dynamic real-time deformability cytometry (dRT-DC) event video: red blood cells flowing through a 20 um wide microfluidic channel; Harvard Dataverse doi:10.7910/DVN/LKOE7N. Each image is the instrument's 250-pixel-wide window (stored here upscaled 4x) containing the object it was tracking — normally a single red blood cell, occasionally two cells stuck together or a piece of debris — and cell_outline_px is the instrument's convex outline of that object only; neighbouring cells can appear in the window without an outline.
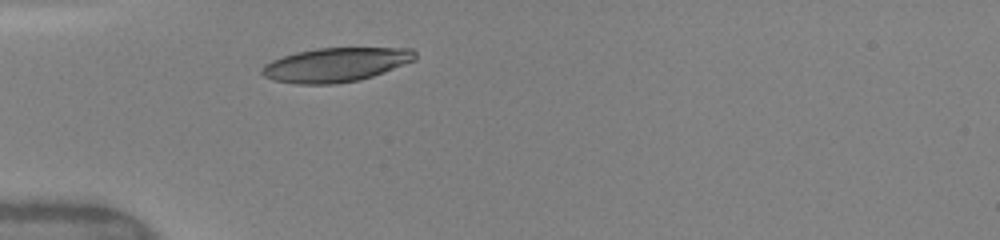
{"species": "human", "species_latin": "Homo sapiens", "temperature_condition": "warm", "stored_images_in_passage": 3, "camera_frame_rate_fps": 3000, "um_per_image_px": 0.085, "donor": {"sex": "female"}, "frame": {"image": 1, "passage_image": 1, "time_ms": 0.0, "image_size_px": [1000, 240], "cell_outline_px": [[416, 60], [384, 72], [360, 80], [336, 84], [296, 84], [272, 80], [264, 76], [260, 72], [260, 68], [264, 64], [272, 60], [296, 52], [316, 48], [412, 48], [416, 52]], "centroid_in_image_um": [28.53, 5.51], "position_along_channel_um": 56.5, "area_um2": 30.63}}